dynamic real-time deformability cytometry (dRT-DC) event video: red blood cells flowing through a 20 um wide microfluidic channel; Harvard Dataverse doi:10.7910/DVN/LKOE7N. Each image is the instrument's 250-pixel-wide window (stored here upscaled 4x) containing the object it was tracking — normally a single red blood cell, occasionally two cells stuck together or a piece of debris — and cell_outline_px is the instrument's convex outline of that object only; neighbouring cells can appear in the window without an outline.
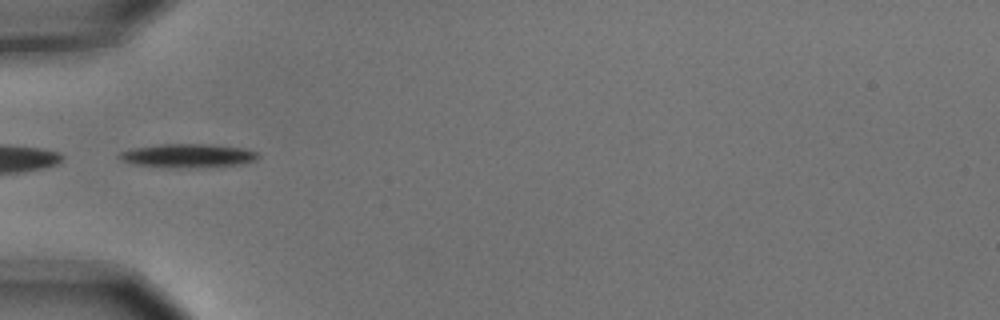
{"species": "common noctule bat (a hibernating species)", "species_latin": "Nyctalus noctula", "temperature_condition": "cold", "stored_images_in_passage": 2, "camera_frame_rate_fps": 3000, "um_per_image_px": 0.085, "animal": {"sex": "male", "body_mass_g": 15.6}, "frame": {"image": 1, "passage_image": 1, "time_ms": 0.0, "image_size_px": [1000, 320], "cell_outline_px": [[260, 156], [256, 160], [244, 164], [196, 168], [164, 168], [132, 164], [120, 160], [116, 156], [120, 152], [132, 148], [160, 144], [208, 144], [244, 148], [256, 152]], "centroid_in_image_um": [15.93, 13.25], "position_along_channel_um": 69.1, "area_um2": 19.65}}
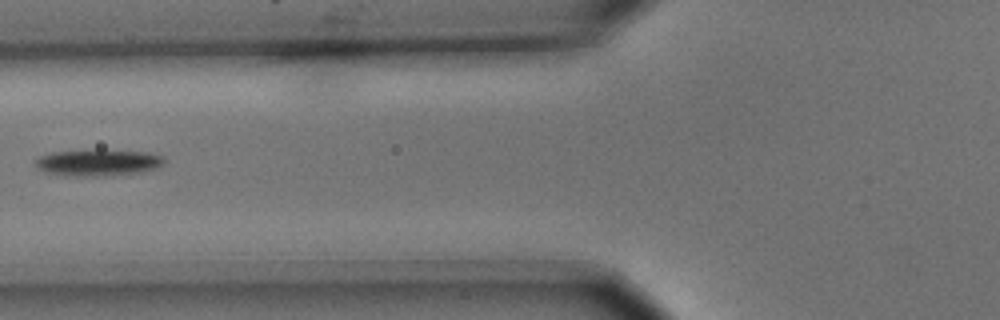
{"frame": {"image": 2, "passage_image": 2, "time_ms": 0.333, "image_size_px": [1000, 320], "cell_outline_px": [[168, 160], [164, 164], [156, 168], [140, 172], [112, 176], [64, 176], [44, 172], [36, 168], [32, 164], [32, 160], [40, 156], [52, 152], [100, 148], [148, 152], [164, 156]], "centroid_in_image_um": [8.31, 13.8], "position_along_channel_um": 117.5, "area_um2": 21.04}}